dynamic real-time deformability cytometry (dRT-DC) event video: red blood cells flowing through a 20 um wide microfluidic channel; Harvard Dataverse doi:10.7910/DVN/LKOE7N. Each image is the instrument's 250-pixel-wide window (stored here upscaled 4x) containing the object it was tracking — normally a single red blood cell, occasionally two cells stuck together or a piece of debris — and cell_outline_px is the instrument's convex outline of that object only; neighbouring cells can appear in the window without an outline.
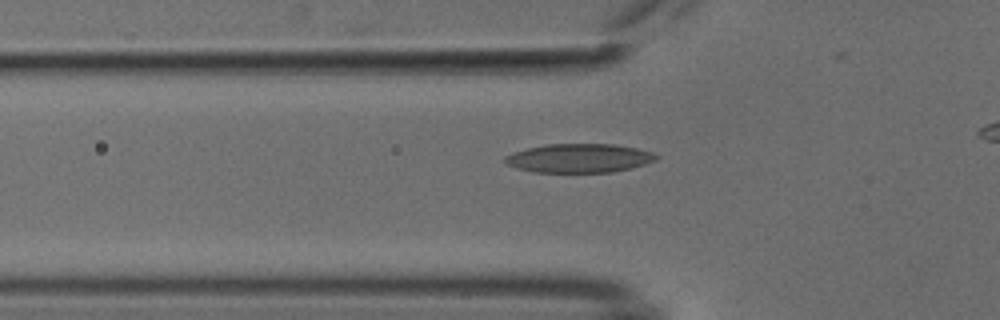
{"species": "common noctule bat (a hibernating species)", "species_latin": "Nyctalus noctula", "temperature_condition": "cold", "stored_images_in_passage": 40, "camera_frame_rate_fps": 3000, "um_per_image_px": 0.085, "animal": {"sex": "male", "body_mass_g": 18.8}, "frame": {"image": 1, "passage_image": 12, "time_ms": 3.667, "image_size_px": [1000, 320], "cell_outline_px": [[660, 156], [656, 160], [632, 168], [612, 172], [532, 172], [516, 168], [508, 164], [504, 160], [504, 156], [528, 148], [548, 144], [612, 144], [636, 148], [652, 152]], "centroid_in_image_um": [49.25, 13.45], "position_along_channel_um": 76.6, "area_um2": 25.32}}
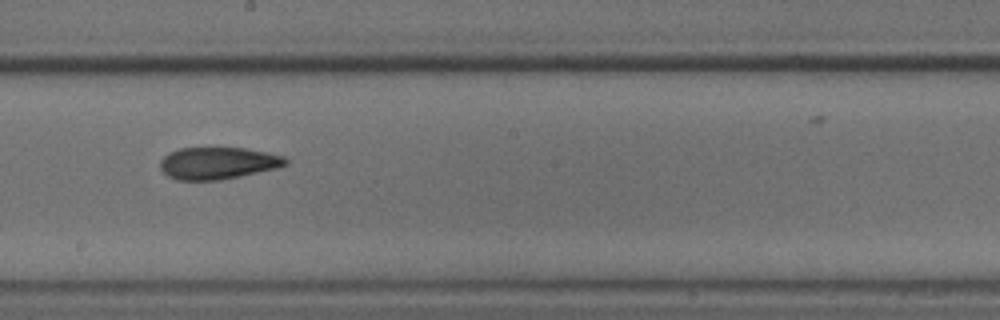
{"frame": {"image": 2, "passage_image": 24, "time_ms": 7.667, "image_size_px": [1000, 320], "cell_outline_px": [[288, 164], [276, 168], [240, 176], [220, 180], [176, 180], [168, 176], [160, 168], [160, 160], [168, 152], [180, 148], [244, 148], [268, 152], [284, 156], [288, 160]], "centroid_in_image_um": [18.51, 13.86], "position_along_channel_um": 229.7, "area_um2": 23.47}}
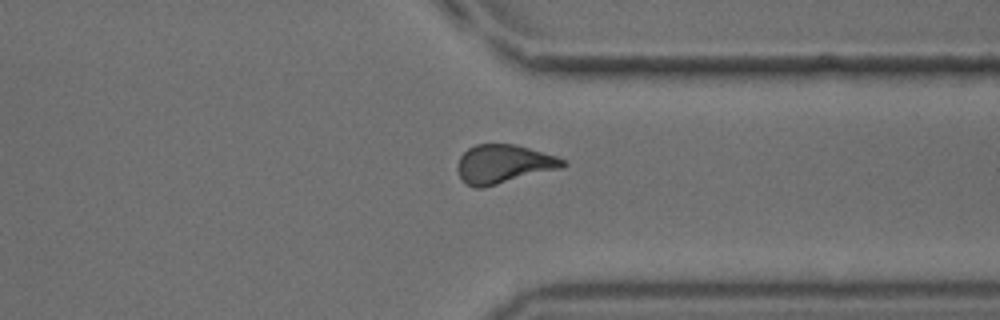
{"frame": {"image": 3, "passage_image": 35, "time_ms": 11.333, "image_size_px": [1000, 320], "cell_outline_px": [[568, 164], [564, 168], [484, 188], [472, 188], [460, 176], [456, 168], [460, 156], [468, 148], [476, 144], [512, 144], [528, 148], [556, 156], [568, 160]], "centroid_in_image_um": [42.84, 13.96], "position_along_channel_um": 368.6, "area_um2": 24.04}}